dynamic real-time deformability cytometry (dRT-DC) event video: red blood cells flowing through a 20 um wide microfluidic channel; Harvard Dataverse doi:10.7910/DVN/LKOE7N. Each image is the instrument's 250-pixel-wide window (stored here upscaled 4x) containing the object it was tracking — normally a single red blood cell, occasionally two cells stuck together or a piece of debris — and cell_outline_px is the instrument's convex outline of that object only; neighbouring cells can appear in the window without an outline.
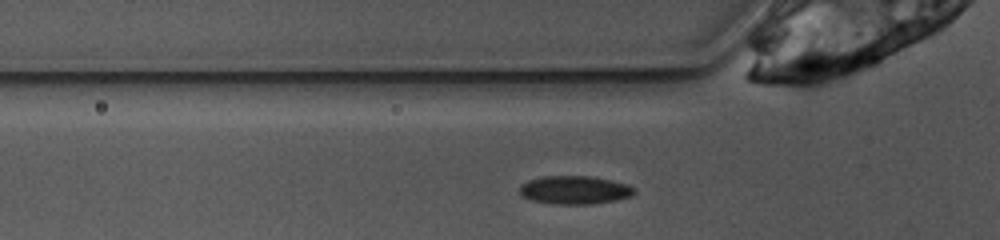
{"species": "common noctule bat (a hibernating species)", "species_latin": "Nyctalus noctula", "temperature_condition": "warm", "stored_images_in_passage": 25, "camera_frame_rate_fps": 3000, "um_per_image_px": 0.085, "animal": {"sex": "female", "body_mass_g": 10.0, "forearm_length_mm": 53.1}, "frame": {"image": 1, "passage_image": 2, "time_ms": 0.333, "image_size_px": [1000, 240], "cell_outline_px": [[636, 192], [632, 196], [616, 200], [592, 204], [552, 204], [532, 200], [524, 196], [520, 192], [520, 184], [528, 180], [544, 176], [592, 176], [612, 180], [628, 184], [636, 188]], "centroid_in_image_um": [48.89, 16.14], "position_along_channel_um": 76.9, "area_um2": 19.07}}
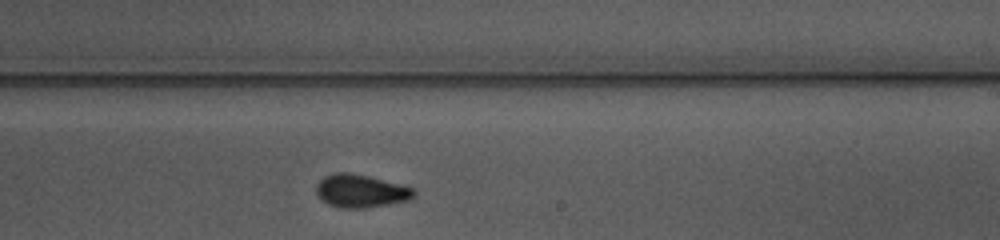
{"frame": {"image": 2, "passage_image": 16, "time_ms": 5.0, "image_size_px": [1000, 240], "cell_outline_px": [[416, 196], [408, 200], [388, 204], [364, 208], [340, 208], [328, 204], [316, 192], [316, 184], [324, 176], [336, 172], [348, 172], [368, 176], [412, 188], [416, 192]], "centroid_in_image_um": [30.65, 16.23], "position_along_channel_um": 258.4, "area_um2": 18.55}}
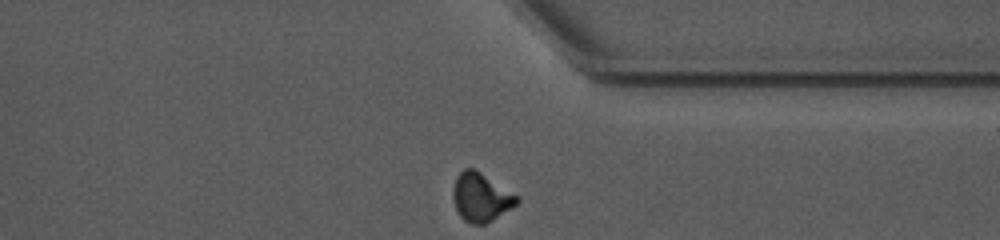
{"frame": {"image": 3, "passage_image": 25, "time_ms": 8.0, "image_size_px": [1000, 240], "cell_outline_px": [[520, 200], [516, 204], [492, 220], [484, 224], [472, 224], [464, 220], [460, 216], [456, 208], [452, 196], [452, 188], [456, 176], [464, 168], [476, 168], [516, 196]], "centroid_in_image_um": [40.82, 16.74], "position_along_channel_um": 370.6, "area_um2": 17.86}, "authors_computed_cell_mechanics": {"area_um2": 18.5538, "velocity_mm_per_s": 3.8612, "shape_relaxation_time_tau1_ms": 5.4491, "shape_relaxation_time_tau2_ms": 1.6003, "deformation_change_tau1": 0.1476, "deformation_change_tau2": 0.0523}}